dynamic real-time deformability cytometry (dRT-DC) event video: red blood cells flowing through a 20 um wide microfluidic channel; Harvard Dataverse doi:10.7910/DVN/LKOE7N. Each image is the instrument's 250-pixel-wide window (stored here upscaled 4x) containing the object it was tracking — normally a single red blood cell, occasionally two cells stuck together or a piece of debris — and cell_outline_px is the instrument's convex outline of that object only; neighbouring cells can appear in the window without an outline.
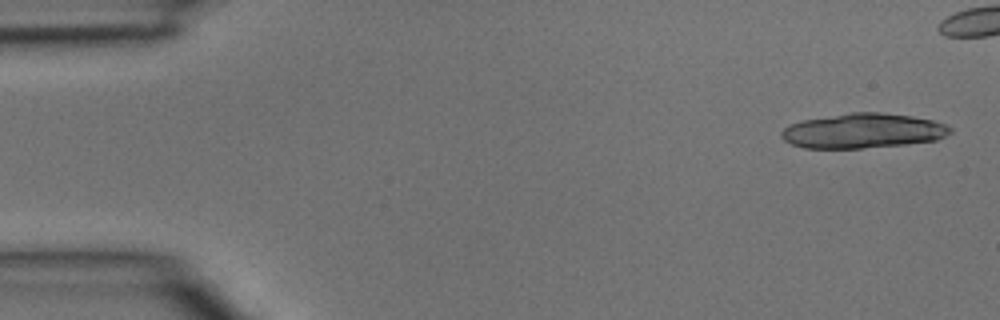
{"species": "common noctule bat (a hibernating species)", "species_latin": "Nyctalus noctula", "temperature_condition": "room temperature", "stored_images_in_passage": 4, "camera_frame_rate_fps": 3000, "um_per_image_px": 0.085, "animal": {"sex": "male", "body_mass_g": 15.6}, "frame": {"image": 1, "passage_image": 1, "time_ms": 0.0, "image_size_px": [1000, 320], "cell_outline_px": [[952, 132], [936, 140], [904, 144], [860, 148], [804, 148], [792, 144], [784, 140], [780, 136], [780, 132], [784, 128], [800, 120], [852, 112], [880, 112], [912, 116], [932, 120], [944, 124], [952, 128]], "centroid_in_image_um": [73.33, 11.11], "position_along_channel_um": 11.7, "area_um2": 34.1}}